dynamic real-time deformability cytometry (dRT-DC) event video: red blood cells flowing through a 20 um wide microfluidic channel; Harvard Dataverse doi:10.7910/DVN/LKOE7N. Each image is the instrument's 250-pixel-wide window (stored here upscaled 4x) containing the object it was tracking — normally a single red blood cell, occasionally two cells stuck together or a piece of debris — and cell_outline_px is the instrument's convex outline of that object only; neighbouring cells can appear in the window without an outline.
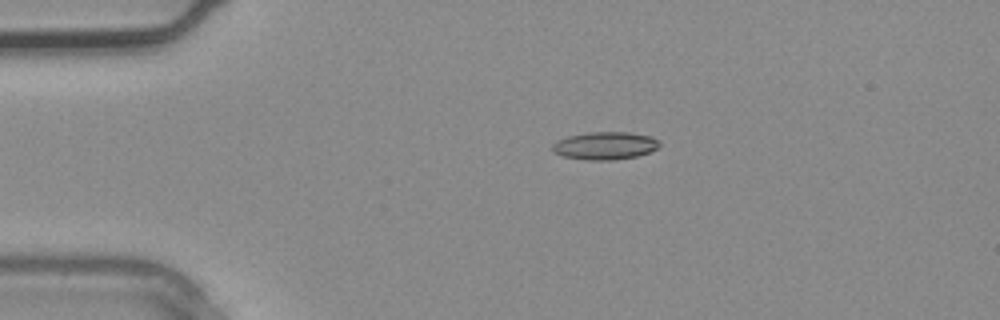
{"species": "common noctule bat (a hibernating species)", "species_latin": "Nyctalus noctula", "temperature_condition": "warm", "stored_images_in_passage": 3, "camera_frame_rate_fps": 3000, "um_per_image_px": 0.085, "animal": {"sex": "male", "body_mass_g": 20.4}, "frame": {"image": 1, "passage_image": 2, "time_ms": 0.333, "image_size_px": [1000, 320], "cell_outline_px": [[660, 144], [656, 148], [648, 152], [636, 156], [612, 160], [588, 160], [564, 156], [552, 152], [552, 144], [556, 140], [568, 136], [588, 132], [628, 132], [652, 136], [660, 140]], "centroid_in_image_um": [51.41, 12.37], "position_along_channel_um": 33.6, "area_um2": 17.34}}